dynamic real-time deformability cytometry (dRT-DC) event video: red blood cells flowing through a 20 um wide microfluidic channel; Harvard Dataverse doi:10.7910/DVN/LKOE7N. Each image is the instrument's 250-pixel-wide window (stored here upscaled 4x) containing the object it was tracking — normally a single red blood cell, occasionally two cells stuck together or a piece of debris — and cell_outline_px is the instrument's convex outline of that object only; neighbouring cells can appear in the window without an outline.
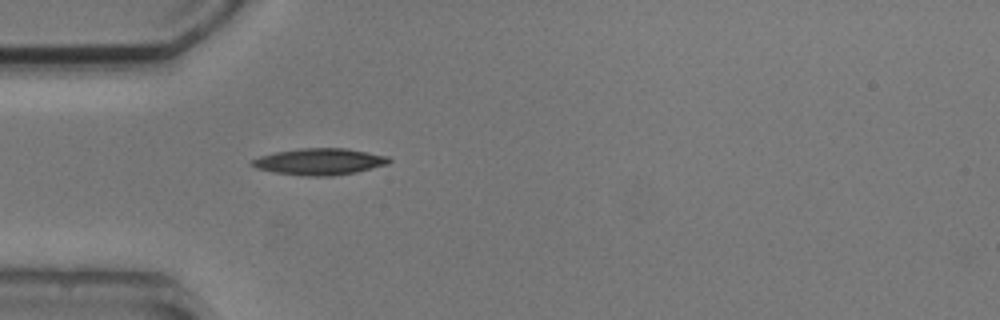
{"species": "common noctule bat (a hibernating species)", "species_latin": "Nyctalus noctula", "temperature_condition": "cold", "stored_images_in_passage": 4, "camera_frame_rate_fps": 3000, "um_per_image_px": 0.085, "animal": {"sex": "male", "body_mass_g": 20.5, "forearm_length_mm": 52.5}, "frame": {"image": 1, "passage_image": 4, "time_ms": 3.333, "image_size_px": [1000, 320], "cell_outline_px": [[392, 160], [388, 164], [356, 172], [332, 176], [308, 176], [276, 172], [256, 168], [248, 164], [252, 160], [260, 156], [272, 152], [300, 148], [344, 148], [388, 156]], "centroid_in_image_um": [27.14, 13.73], "position_along_channel_um": 57.9, "area_um2": 21.15}}